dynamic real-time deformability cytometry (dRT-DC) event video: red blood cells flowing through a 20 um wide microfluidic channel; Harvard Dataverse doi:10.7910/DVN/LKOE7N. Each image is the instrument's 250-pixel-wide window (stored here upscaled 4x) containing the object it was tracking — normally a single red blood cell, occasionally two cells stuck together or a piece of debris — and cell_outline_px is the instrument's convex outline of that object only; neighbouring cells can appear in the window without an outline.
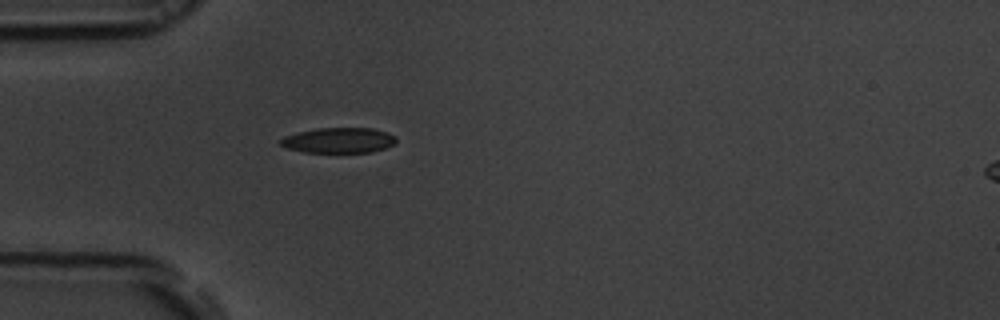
{"species": "common noctule bat (a hibernating species)", "species_latin": "Nyctalus noctula", "temperature_condition": "room temperature", "stored_images_in_passage": 39, "camera_frame_rate_fps": 3000, "um_per_image_px": 0.085, "animal": {"sex": "male", "body_mass_g": 19.5, "forearm_length_mm": 54.6}, "frame": {"image": 1, "passage_image": 1, "time_ms": 0.0, "image_size_px": [1000, 320], "cell_outline_px": [[396, 140], [392, 144], [384, 148], [372, 152], [304, 152], [288, 148], [280, 144], [280, 140], [284, 136], [316, 128], [372, 128], [396, 136]], "centroid_in_image_um": [28.78, 11.92], "position_along_channel_um": 56.2, "area_um2": 16.82}}
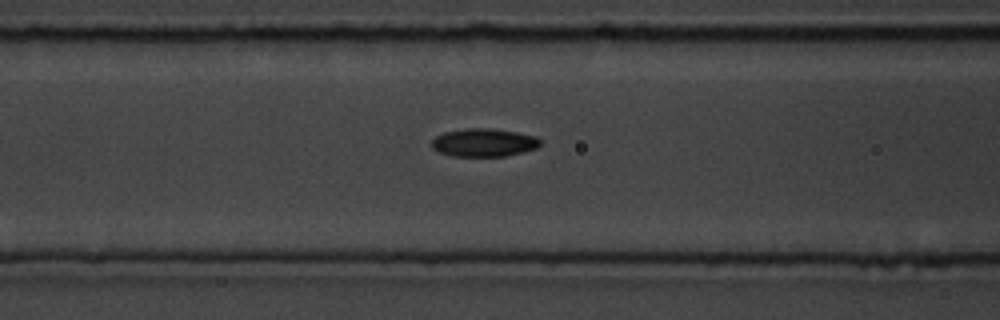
{"frame": {"image": 2, "passage_image": 7, "time_ms": 2.0, "image_size_px": [1000, 320], "cell_outline_px": [[540, 144], [536, 148], [524, 152], [504, 156], [452, 156], [440, 152], [432, 148], [432, 140], [436, 136], [444, 132], [468, 128], [492, 128], [516, 132], [536, 136], [540, 140]], "centroid_in_image_um": [41.13, 12.11], "position_along_channel_um": 125.5, "area_um2": 17.74}}
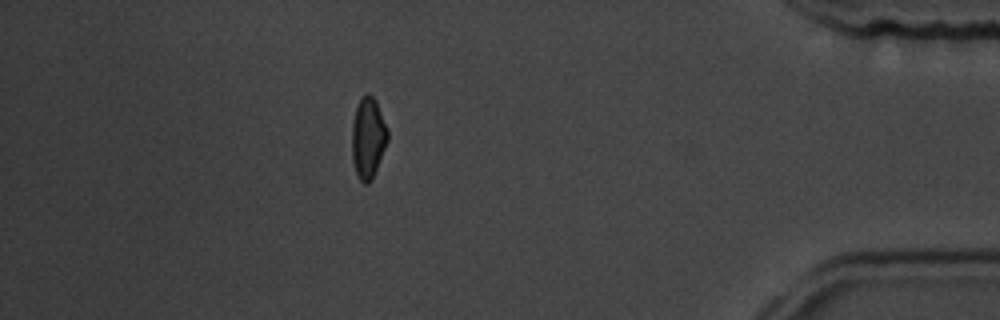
{"frame": {"image": 3, "passage_image": 33, "time_ms": 10.667, "image_size_px": [1000, 320], "cell_outline_px": [[388, 140], [372, 180], [368, 184], [364, 184], [356, 176], [352, 160], [352, 124], [356, 108], [360, 96], [364, 92], [368, 92], [376, 100], [388, 128]], "centroid_in_image_um": [31.28, 11.71], "position_along_channel_um": 403.9, "area_um2": 17.22}, "authors_computed_cell_mechanics": {"area_um2": 17.1666, "velocity_mm_per_s": 3.7318, "shape_relaxation_time_tau1_ms": 3.1452, "shape_relaxation_time_tau2_ms": 4.9918, "deformation_change_tau1": 0.1241, "deformation_change_tau2": 0.0931}}